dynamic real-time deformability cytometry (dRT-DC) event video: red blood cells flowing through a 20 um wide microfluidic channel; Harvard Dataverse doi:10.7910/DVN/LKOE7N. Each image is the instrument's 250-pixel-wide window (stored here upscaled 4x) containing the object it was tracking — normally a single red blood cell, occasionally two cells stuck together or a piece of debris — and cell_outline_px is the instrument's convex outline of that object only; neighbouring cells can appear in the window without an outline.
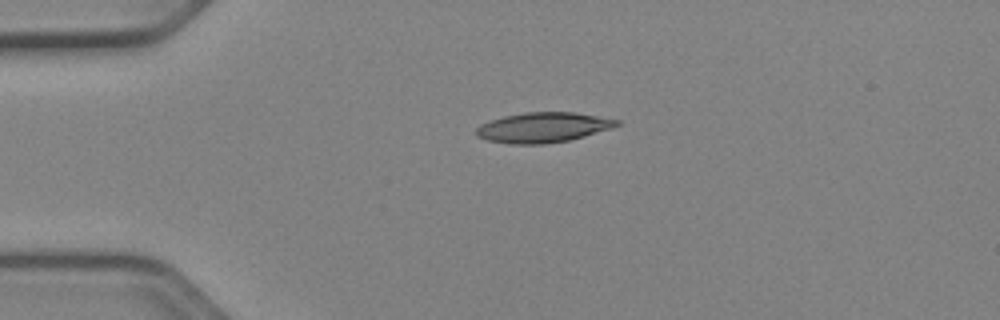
{"species": "Egyptian fruit bat (a non-hibernating species)", "species_latin": "Rousettus aegyptiacus", "temperature_condition": "cold", "stored_images_in_passage": 34, "camera_frame_rate_fps": 3000, "um_per_image_px": 0.085, "animal": {"sex": "female"}, "frame": {"image": 1, "passage_image": 1, "time_ms": 0.0, "image_size_px": [1000, 320], "cell_outline_px": [[620, 124], [612, 128], [584, 136], [568, 140], [544, 144], [512, 144], [488, 140], [476, 136], [476, 128], [480, 124], [504, 116], [524, 112], [576, 112], [620, 120]], "centroid_in_image_um": [46.16, 10.83], "position_along_channel_um": 38.8, "area_um2": 24.57}}
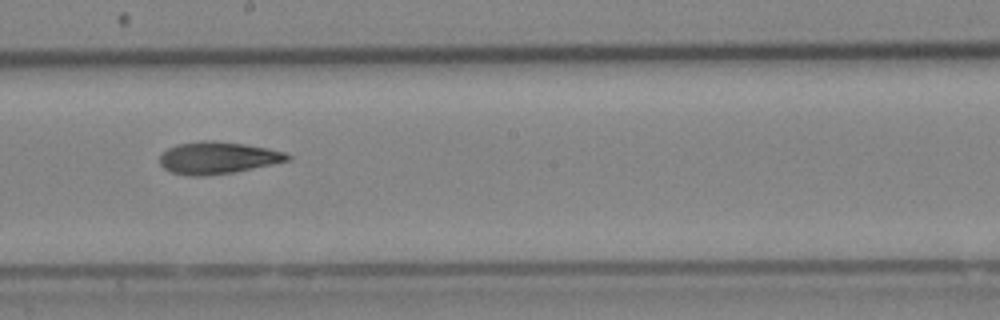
{"frame": {"image": 2, "passage_image": 18, "time_ms": 5.667, "image_size_px": [1000, 320], "cell_outline_px": [[292, 156], [288, 160], [272, 164], [236, 172], [204, 176], [188, 176], [172, 172], [164, 168], [160, 164], [160, 156], [168, 148], [176, 144], [204, 140], [212, 140], [244, 144], [268, 148], [284, 152]], "centroid_in_image_um": [18.49, 13.42], "position_along_channel_um": 229.7, "area_um2": 23.87}}
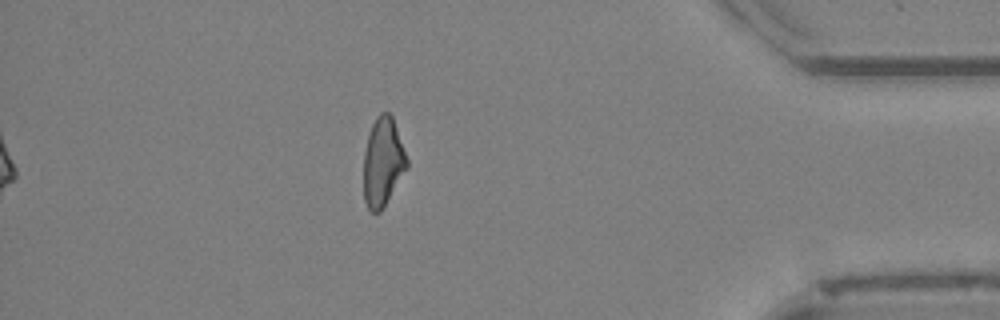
{"frame": {"image": 3, "passage_image": 34, "time_ms": 11.0, "image_size_px": [1000, 320], "cell_outline_px": [[408, 168], [380, 212], [372, 212], [368, 208], [364, 200], [364, 152], [368, 136], [372, 124], [376, 116], [380, 112], [388, 112], [392, 116], [408, 160]], "centroid_in_image_um": [32.54, 13.77], "position_along_channel_um": 402.7, "area_um2": 22.25}, "authors_computed_cell_mechanics": {"area_um2": 23.6113, "velocity_mm_per_s": 3.9755, "shape_relaxation_time_tau1_ms": 7.0401, "shape_relaxation_time_tau2_ms": 7.069, "deformation_change_tau1": 0.1883, "deformation_change_tau2": 0.1748}}